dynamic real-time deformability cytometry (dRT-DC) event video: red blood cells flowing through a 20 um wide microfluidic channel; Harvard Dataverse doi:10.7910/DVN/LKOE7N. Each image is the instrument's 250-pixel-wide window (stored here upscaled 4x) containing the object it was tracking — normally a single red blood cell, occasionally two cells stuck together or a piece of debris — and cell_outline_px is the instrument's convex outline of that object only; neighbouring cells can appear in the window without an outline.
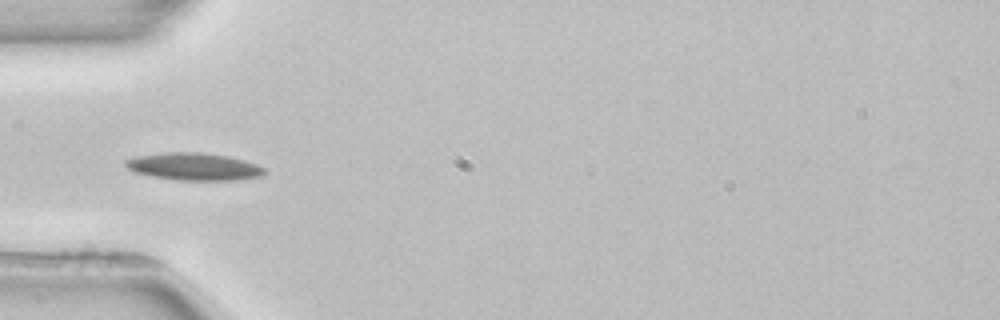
{"species": "common noctule bat (a hibernating species)", "species_latin": "Nyctalus noctula", "temperature_condition": "room temperature", "stored_images_in_passage": 4, "camera_frame_rate_fps": 3000, "um_per_image_px": 0.085, "animal": {"sex": "female", "body_mass_g": 22.7, "forearm_length_mm": 54.2}, "frame": {"image": 1, "passage_image": 4, "time_ms": 4.333, "image_size_px": [1000, 320], "cell_outline_px": [[268, 172], [264, 176], [240, 180], [176, 180], [152, 176], [136, 172], [128, 168], [124, 164], [124, 160], [136, 156], [160, 152], [204, 152], [228, 156], [244, 160], [256, 164], [264, 168]], "centroid_in_image_um": [16.52, 14.15], "position_along_channel_um": 68.5, "area_um2": 22.48}}